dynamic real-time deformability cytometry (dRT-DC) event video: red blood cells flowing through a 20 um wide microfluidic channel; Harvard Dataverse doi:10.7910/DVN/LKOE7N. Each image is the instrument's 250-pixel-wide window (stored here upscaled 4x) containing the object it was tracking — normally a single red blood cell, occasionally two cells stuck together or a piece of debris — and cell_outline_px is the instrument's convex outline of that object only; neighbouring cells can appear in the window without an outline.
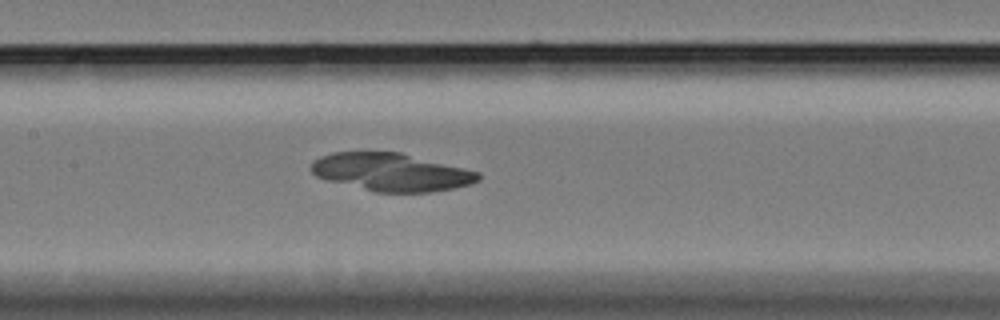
{"species": "Egyptian fruit bat (a non-hibernating species)", "species_latin": "Rousettus aegyptiacus", "temperature_condition": "cold", "stored_images_in_passage": 59, "camera_frame_rate_fps": 3000, "um_per_image_px": 0.085, "animal": {"sex": "female"}, "frame": {"image": 1, "passage_image": 28, "time_ms": 9.0, "image_size_px": [1000, 320], "cell_outline_px": [[480, 180], [472, 184], [432, 192], [376, 192], [328, 180], [316, 176], [308, 168], [312, 160], [320, 156], [332, 152], [400, 152], [480, 172]], "centroid_in_image_um": [33.24, 14.62], "position_along_channel_um": 174.2, "area_um2": 36.88}}